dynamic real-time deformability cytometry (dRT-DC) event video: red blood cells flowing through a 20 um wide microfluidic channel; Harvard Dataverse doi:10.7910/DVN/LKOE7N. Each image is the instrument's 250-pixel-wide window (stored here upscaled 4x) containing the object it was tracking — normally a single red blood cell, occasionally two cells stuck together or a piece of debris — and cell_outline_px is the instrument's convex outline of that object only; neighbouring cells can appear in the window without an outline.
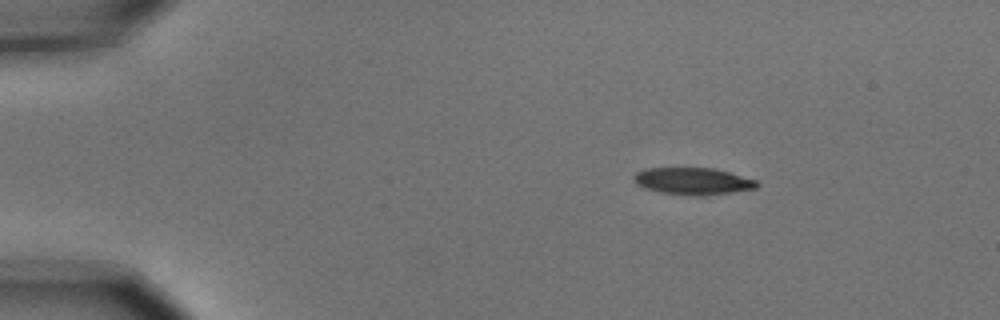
{"species": "common noctule bat (a hibernating species)", "species_latin": "Nyctalus noctula", "temperature_condition": "cold", "stored_images_in_passage": 3, "camera_frame_rate_fps": 3000, "um_per_image_px": 0.085, "animal": {"sex": "male", "body_mass_g": 15.6}, "frame": {"image": 1, "passage_image": 1, "time_ms": 0.0, "image_size_px": [1000, 320], "cell_outline_px": [[760, 184], [756, 188], [704, 196], [692, 196], [660, 192], [644, 188], [636, 184], [632, 180], [632, 176], [636, 172], [644, 168], [716, 168], [756, 180]], "centroid_in_image_um": [58.85, 15.39], "position_along_channel_um": 26.1, "area_um2": 19.54}}